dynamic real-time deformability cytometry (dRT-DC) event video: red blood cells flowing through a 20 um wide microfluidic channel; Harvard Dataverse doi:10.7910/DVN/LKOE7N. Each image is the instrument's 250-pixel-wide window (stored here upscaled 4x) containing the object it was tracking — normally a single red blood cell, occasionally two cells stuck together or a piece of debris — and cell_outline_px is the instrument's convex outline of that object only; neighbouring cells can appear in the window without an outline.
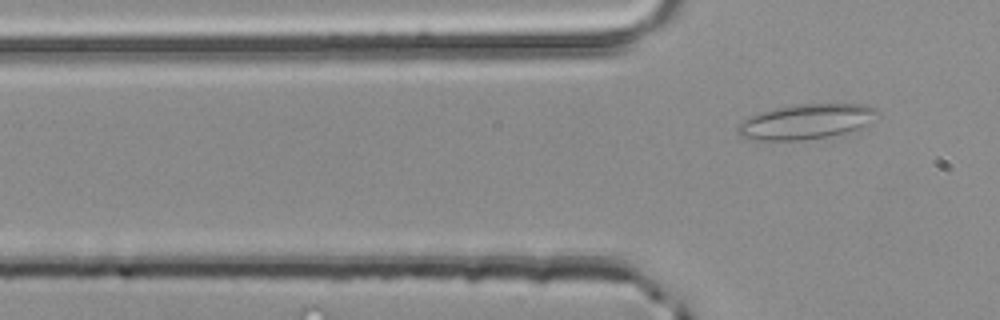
{"species": "common noctule bat (a hibernating species)", "species_latin": "Nyctalus noctula", "temperature_condition": "room temperature", "stored_images_in_passage": 2, "camera_frame_rate_fps": 3000, "um_per_image_px": 0.085, "animal": {"sex": "male", "body_mass_g": 20.4}, "frame": {"image": 1, "passage_image": 2, "time_ms": 0.333, "image_size_px": [1000, 320], "cell_outline_px": [[880, 112], [860, 128], [828, 136], [800, 140], [756, 140], [740, 136], [736, 132], [736, 128], [748, 116], [772, 108], [796, 104], [864, 104], [876, 108]], "centroid_in_image_um": [68.46, 10.32], "position_along_channel_um": 57.3, "area_um2": 28.26}}